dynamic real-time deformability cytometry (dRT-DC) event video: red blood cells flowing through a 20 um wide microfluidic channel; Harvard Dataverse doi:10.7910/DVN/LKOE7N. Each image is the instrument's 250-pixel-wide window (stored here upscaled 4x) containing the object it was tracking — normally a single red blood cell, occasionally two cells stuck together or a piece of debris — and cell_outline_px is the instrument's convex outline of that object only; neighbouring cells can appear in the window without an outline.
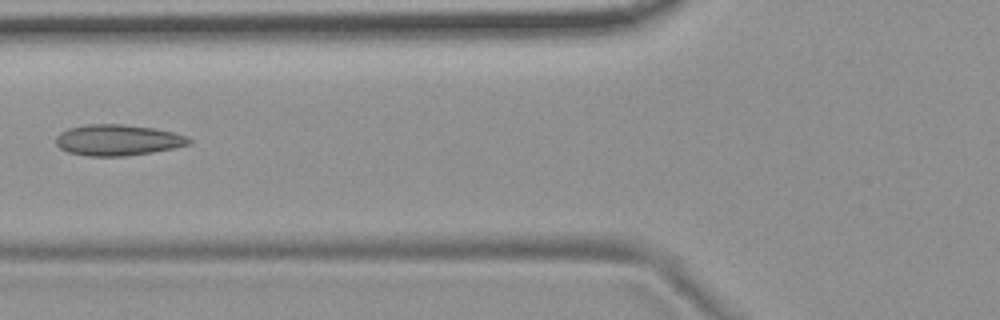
{"species": "common noctule bat (a hibernating species)", "species_latin": "Nyctalus noctula", "temperature_condition": "room temperature", "stored_images_in_passage": 6, "camera_frame_rate_fps": 3000, "um_per_image_px": 0.085, "animal": {"sex": "female", "body_mass_g": 19.9}, "frame": {"image": 1, "passage_image": 5, "time_ms": 4.667, "image_size_px": [1000, 320], "cell_outline_px": [[192, 140], [188, 144], [172, 148], [152, 152], [124, 156], [88, 156], [68, 152], [60, 148], [56, 144], [56, 136], [60, 132], [68, 128], [88, 124], [120, 124], [152, 128], [172, 132], [188, 136]], "centroid_in_image_um": [9.97, 11.9], "position_along_channel_um": 115.8, "area_um2": 23.87}}
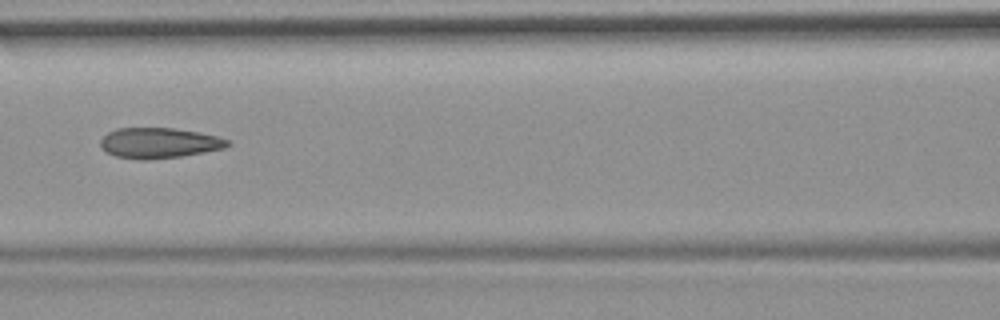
{"frame": {"image": 2, "passage_image": 6, "time_ms": 5.667, "image_size_px": [1000, 320], "cell_outline_px": [[232, 144], [224, 148], [204, 152], [180, 156], [148, 160], [140, 160], [116, 156], [104, 152], [100, 144], [100, 140], [108, 132], [116, 128], [172, 128], [200, 132], [220, 136], [228, 140]], "centroid_in_image_um": [13.52, 12.15], "position_along_channel_um": 153.1, "area_um2": 22.72}}